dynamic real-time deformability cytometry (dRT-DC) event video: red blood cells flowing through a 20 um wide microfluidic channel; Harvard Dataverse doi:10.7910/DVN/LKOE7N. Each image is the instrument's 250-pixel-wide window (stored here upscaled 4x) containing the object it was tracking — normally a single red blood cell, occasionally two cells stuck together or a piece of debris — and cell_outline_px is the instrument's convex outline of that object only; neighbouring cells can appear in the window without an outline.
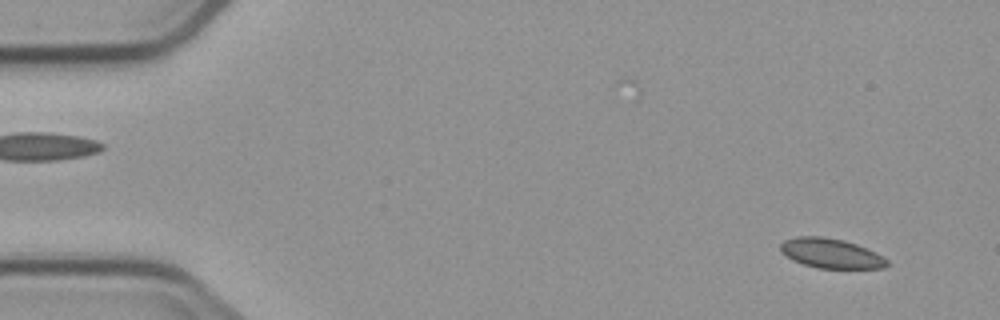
{"species": "common noctule bat (a hibernating species)", "species_latin": "Nyctalus noctula", "temperature_condition": "cold", "stored_images_in_passage": 5, "segment_of_instrument_passage": [2, 2], "camera_frame_rate_fps": 3000, "um_per_image_px": 0.085, "animal": {"sex": "male", "body_mass_g": 23.1, "forearm_length_mm": 52.7}, "frame": {"image": 1, "passage_image": 5, "time_ms": 5.667, "image_size_px": [1000, 320], "cell_outline_px": [[888, 264], [884, 268], [816, 268], [792, 260], [780, 252], [780, 244], [784, 240], [796, 236], [824, 236], [844, 240], [856, 244], [884, 256], [888, 260]], "centroid_in_image_um": [70.61, 21.52], "position_along_channel_um": 14.4, "area_um2": 18.55}}